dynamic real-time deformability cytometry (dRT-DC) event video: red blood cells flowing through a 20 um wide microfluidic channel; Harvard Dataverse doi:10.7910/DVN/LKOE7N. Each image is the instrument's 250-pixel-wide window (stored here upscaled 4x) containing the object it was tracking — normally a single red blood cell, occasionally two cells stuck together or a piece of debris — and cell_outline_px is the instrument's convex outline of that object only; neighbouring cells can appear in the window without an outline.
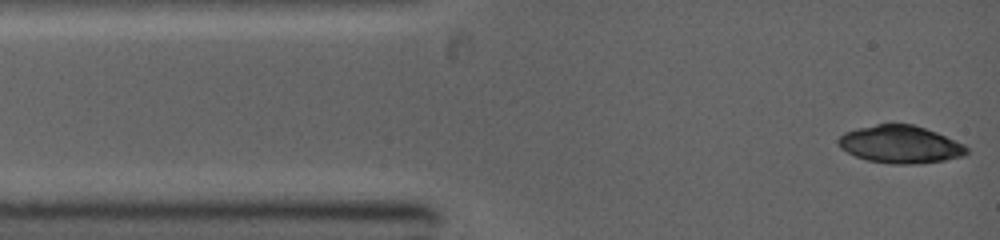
{"species": "common noctule bat (a hibernating species)", "species_latin": "Nyctalus noctula", "temperature_condition": "warm", "stored_images_in_passage": 8, "camera_frame_rate_fps": 5000, "um_per_image_px": 0.085, "animal": {"sex": "female", "body_mass_g": 19.0, "forearm_length_mm": 53.3}, "frame": {"image": 1, "passage_image": 1, "time_ms": 0.0, "image_size_px": [1000, 240], "cell_outline_px": [[968, 152], [964, 156], [944, 160], [912, 164], [892, 164], [868, 160], [856, 156], [840, 148], [836, 140], [844, 132], [856, 128], [876, 124], [912, 124], [936, 132], [964, 144], [968, 148]], "centroid_in_image_um": [76.51, 12.27], "position_along_channel_um": 8.5, "area_um2": 28.03}}